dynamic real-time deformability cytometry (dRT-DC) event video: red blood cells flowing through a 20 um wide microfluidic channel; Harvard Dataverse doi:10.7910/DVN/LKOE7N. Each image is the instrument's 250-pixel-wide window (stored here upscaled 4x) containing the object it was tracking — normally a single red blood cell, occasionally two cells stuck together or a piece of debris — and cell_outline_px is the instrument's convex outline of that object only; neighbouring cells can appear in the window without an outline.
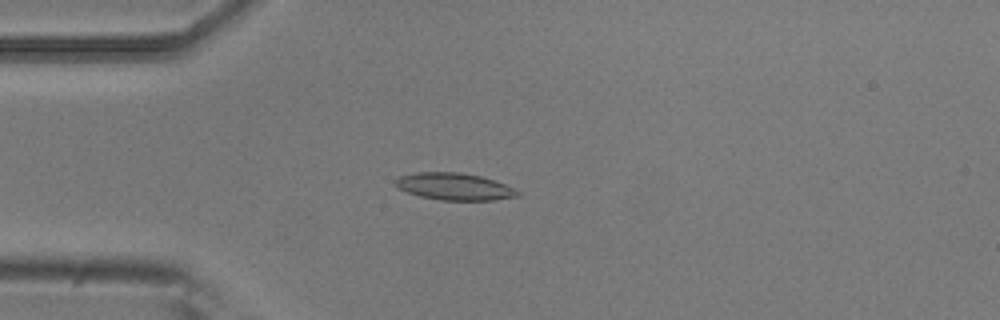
{"species": "common noctule bat (a hibernating species)", "species_latin": "Nyctalus noctula", "temperature_condition": "room temperature", "stored_images_in_passage": 2, "camera_frame_rate_fps": 3000, "um_per_image_px": 0.085, "animal": {"sex": "male", "body_mass_g": 20.5, "forearm_length_mm": 52.5}, "frame": {"image": 1, "passage_image": 2, "time_ms": 0.333, "image_size_px": [1000, 320], "cell_outline_px": [[520, 196], [492, 200], [440, 200], [420, 196], [408, 192], [400, 188], [392, 180], [400, 176], [416, 172], [460, 172], [480, 176], [504, 184], [520, 192]], "centroid_in_image_um": [38.6, 15.85], "position_along_channel_um": 46.4, "area_um2": 19.07}}